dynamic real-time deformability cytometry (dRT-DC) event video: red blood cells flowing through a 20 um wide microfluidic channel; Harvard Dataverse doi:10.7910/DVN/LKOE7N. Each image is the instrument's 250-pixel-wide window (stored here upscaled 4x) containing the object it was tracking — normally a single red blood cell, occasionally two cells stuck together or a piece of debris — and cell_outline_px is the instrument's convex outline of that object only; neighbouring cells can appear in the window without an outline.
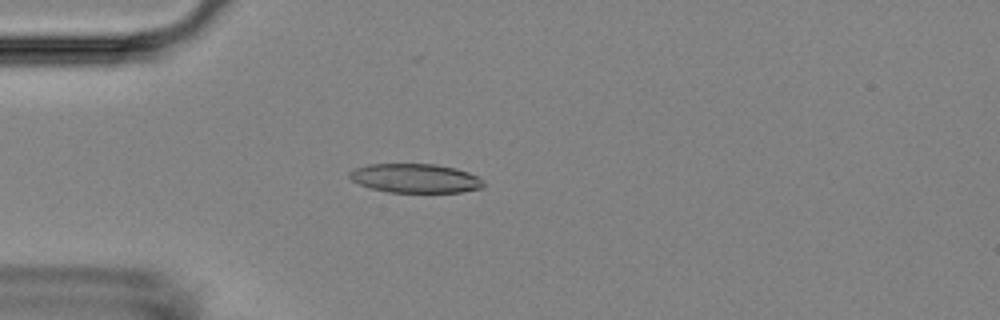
{"species": "Egyptian fruit bat (a non-hibernating species)", "species_latin": "Rousettus aegyptiacus", "temperature_condition": "room temperature", "stored_images_in_passage": 53, "camera_frame_rate_fps": 3000, "um_per_image_px": 0.085, "animal": {"sex": "female"}, "frame": {"image": 1, "passage_image": 14, "time_ms": 4.333, "image_size_px": [1000, 320], "cell_outline_px": [[484, 188], [460, 192], [388, 192], [372, 188], [360, 184], [352, 180], [348, 176], [348, 172], [356, 168], [368, 164], [436, 164], [456, 168], [468, 172], [484, 180]], "centroid_in_image_um": [35.32, 15.15], "position_along_channel_um": 49.7, "area_um2": 22.72}}
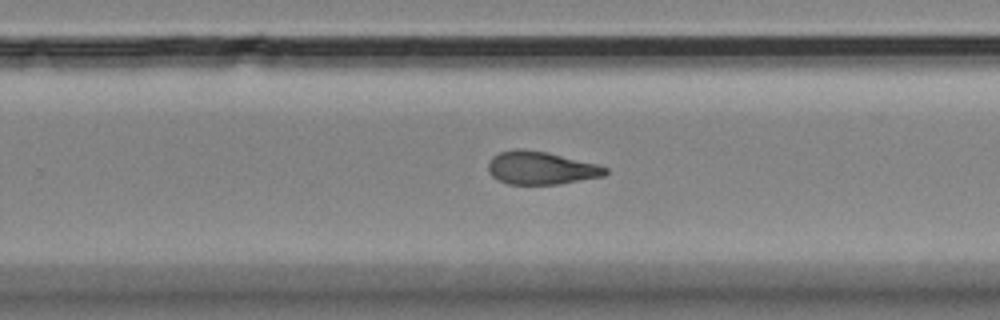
{"frame": {"image": 2, "passage_image": 34, "time_ms": 11.0, "image_size_px": [1000, 320], "cell_outline_px": [[608, 172], [604, 176], [560, 184], [508, 184], [492, 176], [488, 172], [488, 164], [492, 156], [500, 152], [516, 148], [520, 148], [548, 152], [596, 164], [608, 168]], "centroid_in_image_um": [45.97, 14.27], "position_along_channel_um": 283.8, "area_um2": 22.54}}
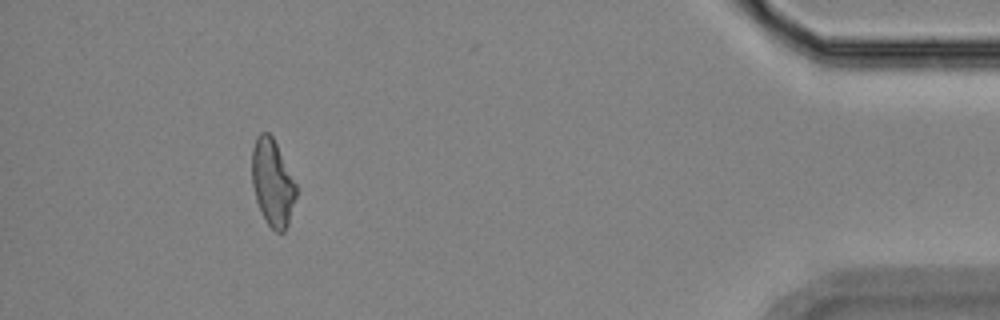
{"frame": {"image": 3, "passage_image": 49, "time_ms": 16.0, "image_size_px": [1000, 320], "cell_outline_px": [[296, 196], [288, 224], [284, 232], [276, 232], [268, 224], [256, 200], [252, 184], [252, 148], [256, 136], [260, 132], [268, 132], [272, 136], [296, 184]], "centroid_in_image_um": [23.15, 15.51], "position_along_channel_um": 412.1, "area_um2": 22.02}, "authors_computed_cell_mechanics": {"area_um2": 22.831, "velocity_mm_per_s": 3.682, "shape_relaxation_time_tau1_ms": 9.4803, "shape_relaxation_time_tau2_ms": 2.9693, "deformation_change_tau1": 0.2109, "deformation_change_tau2": 0.1124}}